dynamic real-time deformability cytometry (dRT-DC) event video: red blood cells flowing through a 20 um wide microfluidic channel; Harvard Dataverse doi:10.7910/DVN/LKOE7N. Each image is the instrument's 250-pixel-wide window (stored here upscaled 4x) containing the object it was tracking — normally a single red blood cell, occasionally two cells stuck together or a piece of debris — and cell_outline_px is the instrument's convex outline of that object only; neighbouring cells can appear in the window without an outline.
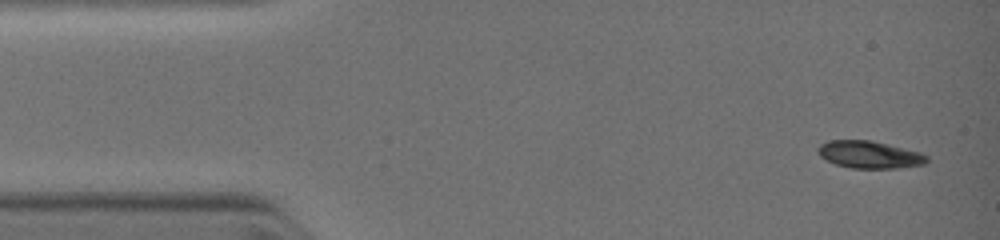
{"species": "common noctule bat (a hibernating species)", "species_latin": "Nyctalus noctula", "temperature_condition": "warm", "stored_images_in_passage": 6, "camera_frame_rate_fps": 3000, "um_per_image_px": 0.085, "animal": {"sex": "female", "body_mass_g": 19.0, "forearm_length_mm": 51.5}, "frame": {"image": 1, "passage_image": 1, "time_ms": 0.0, "image_size_px": [1000, 240], "cell_outline_px": [[928, 160], [924, 164], [896, 168], [852, 168], [836, 164], [820, 156], [816, 152], [816, 148], [820, 144], [828, 140], [868, 140], [920, 152], [928, 156]], "centroid_in_image_um": [73.86, 13.14], "position_along_channel_um": 11.1, "area_um2": 17.17}}
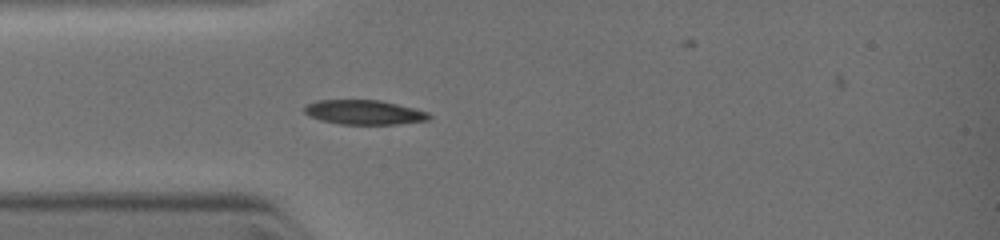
{"frame": {"image": 2, "passage_image": 5, "time_ms": 2.667, "image_size_px": [1000, 240], "cell_outline_px": [[432, 116], [428, 120], [396, 124], [340, 124], [320, 120], [304, 112], [304, 108], [308, 104], [320, 100], [380, 100], [428, 112]], "centroid_in_image_um": [30.97, 9.55], "position_along_channel_um": 54.0, "area_um2": 17.51}}